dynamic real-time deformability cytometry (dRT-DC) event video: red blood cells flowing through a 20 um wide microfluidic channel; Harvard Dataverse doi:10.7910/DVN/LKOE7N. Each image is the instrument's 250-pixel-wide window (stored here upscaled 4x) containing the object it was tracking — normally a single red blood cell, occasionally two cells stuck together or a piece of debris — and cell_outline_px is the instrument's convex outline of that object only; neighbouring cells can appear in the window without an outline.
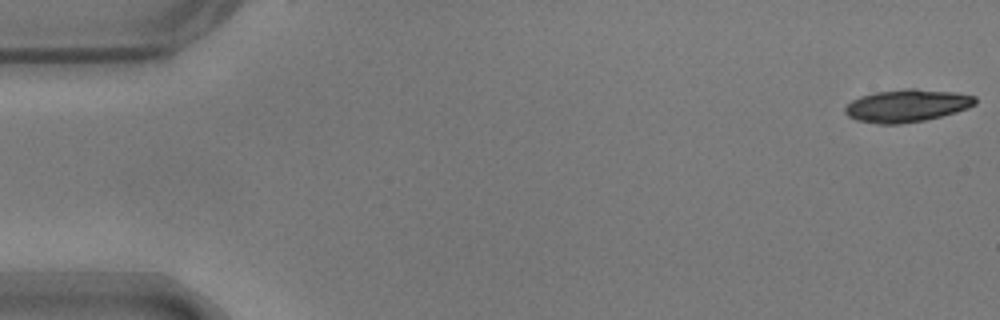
{"species": "common noctule bat (a hibernating species)", "species_latin": "Nyctalus noctula", "temperature_condition": "warm", "stored_images_in_passage": 54, "camera_frame_rate_fps": 3000, "um_per_image_px": 0.085, "animal": {"sex": "male", "body_mass_g": 17.9}, "frame": {"image": 1, "passage_image": 1, "time_ms": 0.0, "image_size_px": [1000, 320], "cell_outline_px": [[976, 104], [968, 108], [956, 112], [924, 120], [900, 124], [880, 124], [856, 120], [848, 116], [844, 112], [844, 108], [852, 100], [860, 96], [876, 92], [904, 88], [916, 88], [956, 92], [976, 96]], "centroid_in_image_um": [77.09, 8.97], "position_along_channel_um": 7.9, "area_um2": 24.85}}
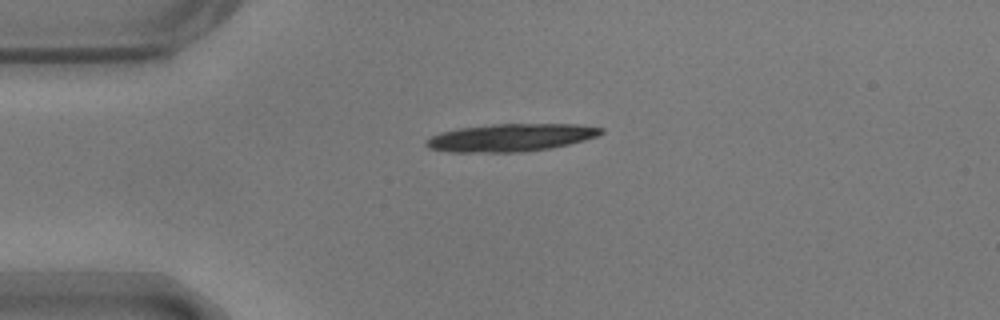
{"frame": {"image": 2, "passage_image": 13, "time_ms": 4.0, "image_size_px": [1000, 320], "cell_outline_px": [[604, 132], [596, 136], [584, 140], [552, 148], [520, 152], [452, 152], [428, 148], [424, 144], [424, 140], [440, 132], [460, 128], [492, 124], [576, 124], [604, 128]], "centroid_in_image_um": [43.39, 11.69], "position_along_channel_um": 41.6, "area_um2": 28.21}}